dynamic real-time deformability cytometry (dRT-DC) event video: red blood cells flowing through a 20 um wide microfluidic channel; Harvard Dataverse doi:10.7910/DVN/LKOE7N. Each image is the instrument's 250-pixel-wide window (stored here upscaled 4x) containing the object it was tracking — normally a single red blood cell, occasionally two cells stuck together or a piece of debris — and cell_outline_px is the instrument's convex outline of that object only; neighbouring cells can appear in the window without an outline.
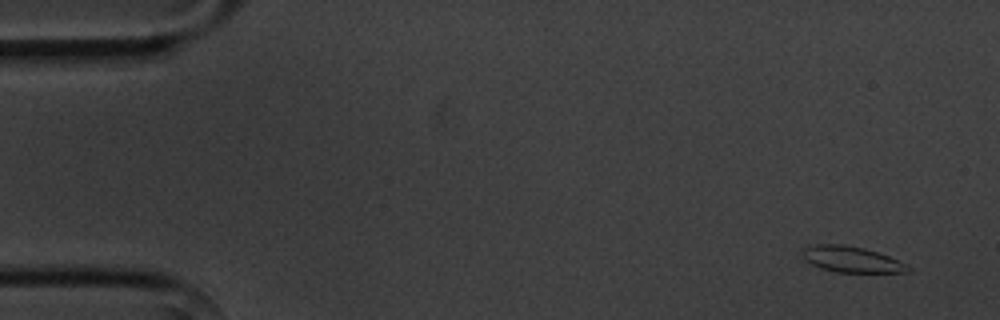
{"species": "common noctule bat (a hibernating species)", "species_latin": "Nyctalus noctula", "temperature_condition": "cold", "stored_images_in_passage": 6, "camera_frame_rate_fps": 3000, "um_per_image_px": 0.085, "animal": {"sex": "male", "body_mass_g": 20.1, "forearm_length_mm": 53.5}, "frame": {"image": 1, "passage_image": 1, "time_ms": 0.0, "image_size_px": [1000, 320], "cell_outline_px": [[912, 268], [908, 272], [836, 272], [820, 268], [804, 260], [800, 252], [804, 248], [816, 244], [844, 244], [864, 248], [888, 256]], "centroid_in_image_um": [72.31, 22.04], "position_along_channel_um": 12.7, "area_um2": 15.84}}
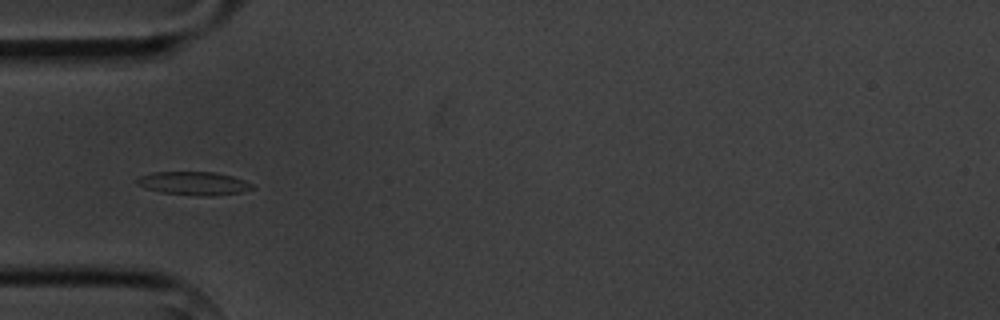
{"frame": {"image": 2, "passage_image": 5, "time_ms": 4.667, "image_size_px": [1000, 320], "cell_outline_px": [[252, 188], [240, 192], [208, 196], [200, 196], [160, 192], [144, 188], [136, 184], [136, 180], [140, 176], [152, 172], [216, 172], [232, 176], [244, 180], [252, 184]], "centroid_in_image_um": [16.41, 15.58], "position_along_channel_um": 68.6, "area_um2": 15.61}}
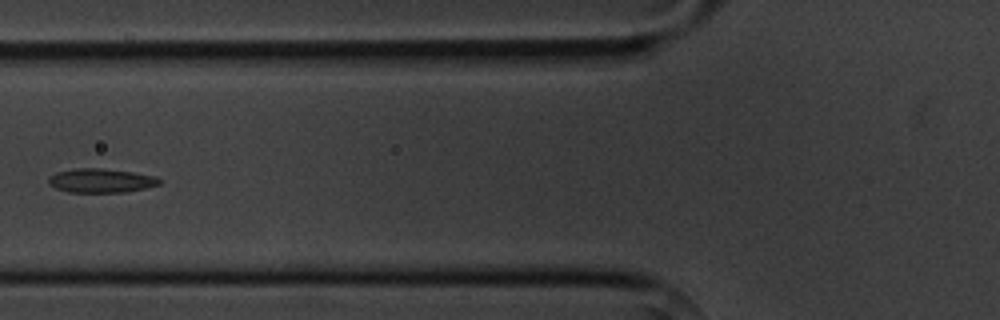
{"frame": {"image": 3, "passage_image": 6, "time_ms": 6.0, "image_size_px": [1000, 320], "cell_outline_px": [[160, 184], [144, 188], [124, 192], [68, 192], [56, 188], [48, 184], [48, 176], [56, 172], [76, 168], [100, 168], [132, 172], [156, 176], [160, 180]], "centroid_in_image_um": [8.54, 15.34], "position_along_channel_um": 117.3, "area_um2": 15.49}}